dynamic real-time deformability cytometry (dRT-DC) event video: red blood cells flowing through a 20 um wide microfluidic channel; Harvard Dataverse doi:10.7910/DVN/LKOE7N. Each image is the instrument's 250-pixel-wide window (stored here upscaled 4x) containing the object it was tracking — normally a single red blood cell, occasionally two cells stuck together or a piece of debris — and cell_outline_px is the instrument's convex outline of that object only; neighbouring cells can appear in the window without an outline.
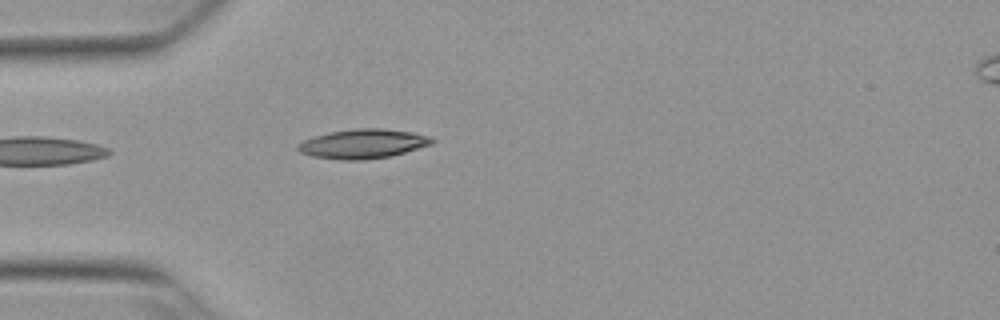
{"species": "Egyptian fruit bat (a non-hibernating species)", "species_latin": "Rousettus aegyptiacus", "temperature_condition": "warm", "stored_images_in_passage": 6, "camera_frame_rate_fps": 3000, "um_per_image_px": 0.085, "animal": {"sex": "female"}, "frame": {"image": 1, "passage_image": 1, "time_ms": 0.0, "image_size_px": [1000, 320], "cell_outline_px": [[436, 140], [432, 144], [404, 152], [388, 156], [364, 160], [340, 160], [312, 156], [300, 152], [296, 148], [296, 144], [304, 140], [328, 132], [356, 128], [380, 128], [412, 132], [428, 136]], "centroid_in_image_um": [30.82, 12.22], "position_along_channel_um": 54.2, "area_um2": 22.83}}